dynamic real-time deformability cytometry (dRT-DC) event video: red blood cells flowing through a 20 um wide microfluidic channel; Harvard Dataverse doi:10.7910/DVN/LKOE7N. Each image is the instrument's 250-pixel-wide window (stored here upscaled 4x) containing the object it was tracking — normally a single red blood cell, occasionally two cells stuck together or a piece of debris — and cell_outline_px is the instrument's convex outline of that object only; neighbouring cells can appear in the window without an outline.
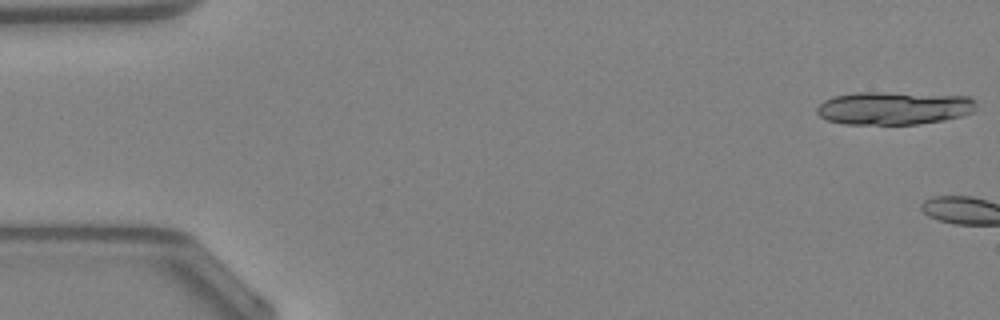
{"species": "Egyptian fruit bat (a non-hibernating species)", "species_latin": "Rousettus aegyptiacus", "temperature_condition": "warm", "stored_images_in_passage": 4, "camera_frame_rate_fps": 3000, "um_per_image_px": 0.085, "animal": {"sex": "female"}, "frame": {"image": 1, "passage_image": 1, "time_ms": 0.0, "image_size_px": [1000, 320], "cell_outline_px": [[976, 108], [972, 112], [964, 116], [944, 120], [916, 124], [844, 124], [828, 120], [820, 116], [816, 112], [816, 108], [824, 100], [832, 96], [856, 92], [880, 92], [968, 96], [976, 100]], "centroid_in_image_um": [75.99, 9.18], "position_along_channel_um": 9.0, "area_um2": 30.87}}